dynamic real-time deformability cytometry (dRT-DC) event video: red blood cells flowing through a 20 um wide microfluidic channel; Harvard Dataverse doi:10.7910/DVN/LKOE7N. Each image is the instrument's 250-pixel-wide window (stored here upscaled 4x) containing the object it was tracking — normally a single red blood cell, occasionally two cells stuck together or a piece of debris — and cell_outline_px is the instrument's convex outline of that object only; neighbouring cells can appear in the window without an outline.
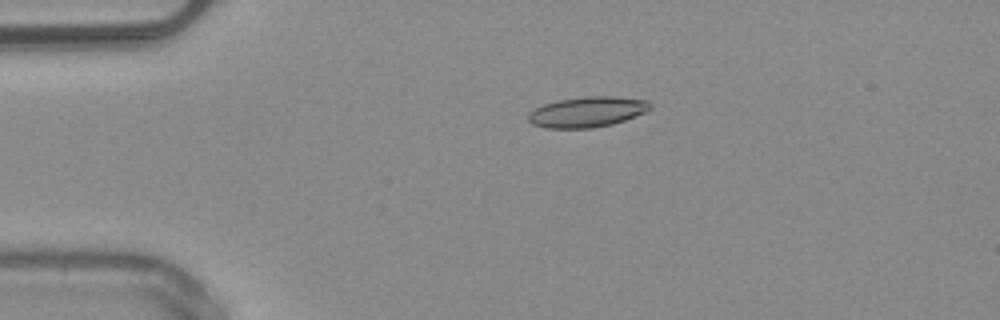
{"species": "common noctule bat (a hibernating species)", "species_latin": "Nyctalus noctula", "temperature_condition": "warm", "stored_images_in_passage": 43, "camera_frame_rate_fps": 3000, "um_per_image_px": 0.085, "animal": {"sex": "male", "body_mass_g": 20.4}, "frame": {"image": 1, "passage_image": 4, "time_ms": 1.0, "image_size_px": [1000, 320], "cell_outline_px": [[652, 108], [644, 112], [624, 120], [612, 124], [592, 128], [544, 128], [532, 124], [528, 120], [528, 112], [544, 104], [556, 100], [588, 96], [612, 96], [648, 100], [652, 104]], "centroid_in_image_um": [49.9, 9.51], "position_along_channel_um": 35.1, "area_um2": 21.68}}
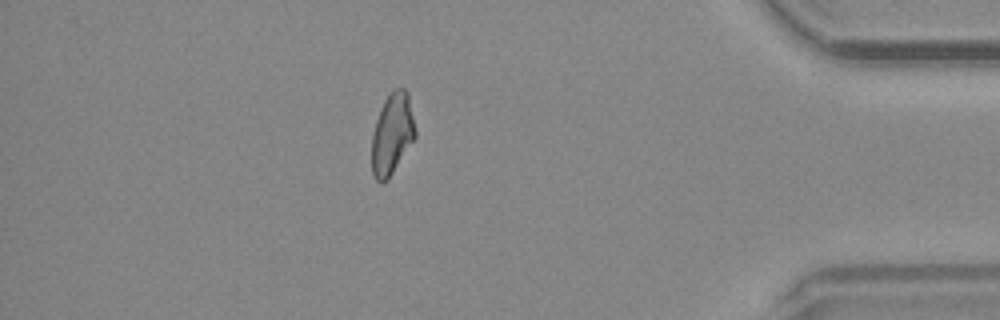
{"frame": {"image": 2, "passage_image": 37, "time_ms": 12.0, "image_size_px": [1000, 320], "cell_outline_px": [[416, 136], [388, 180], [380, 184], [376, 180], [372, 172], [372, 136], [376, 120], [380, 108], [388, 92], [396, 88], [404, 88], [408, 92], [416, 132]], "centroid_in_image_um": [33.33, 11.37], "position_along_channel_um": 401.9, "area_um2": 20.69}, "authors_computed_cell_mechanics": {"area_um2": 20.9814, "velocity_mm_per_s": 4.0649, "shape_relaxation_time_tau1_ms": null, "shape_relaxation_time_tau2_ms": 5.6491, "deformation_change_tau1": null, "deformation_change_tau2": 0.1526}}